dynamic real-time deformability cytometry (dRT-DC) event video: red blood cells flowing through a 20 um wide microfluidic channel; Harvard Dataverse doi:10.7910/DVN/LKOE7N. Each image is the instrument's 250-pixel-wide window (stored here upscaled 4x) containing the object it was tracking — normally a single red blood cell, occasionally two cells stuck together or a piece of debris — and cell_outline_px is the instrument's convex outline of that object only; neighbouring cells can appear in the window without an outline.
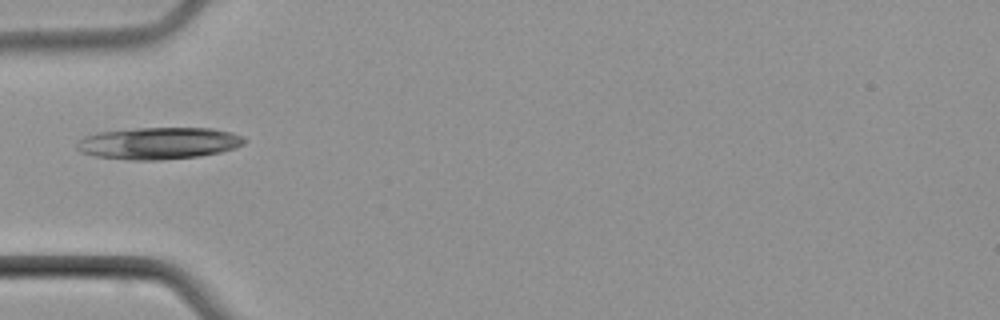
{"species": "common noctule bat (a hibernating species)", "species_latin": "Nyctalus noctula", "temperature_condition": "cold", "stored_images_in_passage": 2, "camera_frame_rate_fps": 3000, "um_per_image_px": 0.085, "animal": {"sex": "male", "body_mass_g": 21.5, "forearm_length_mm": 52.0}, "frame": {"image": 1, "passage_image": 1, "time_ms": 0.0, "image_size_px": [1000, 320], "cell_outline_px": [[248, 140], [244, 144], [220, 152], [200, 156], [160, 160], [128, 160], [96, 156], [80, 152], [76, 148], [76, 144], [84, 136], [96, 132], [136, 128], [212, 128], [232, 132]], "centroid_in_image_um": [13.46, 12.17], "position_along_channel_um": 71.5, "area_um2": 31.27}}
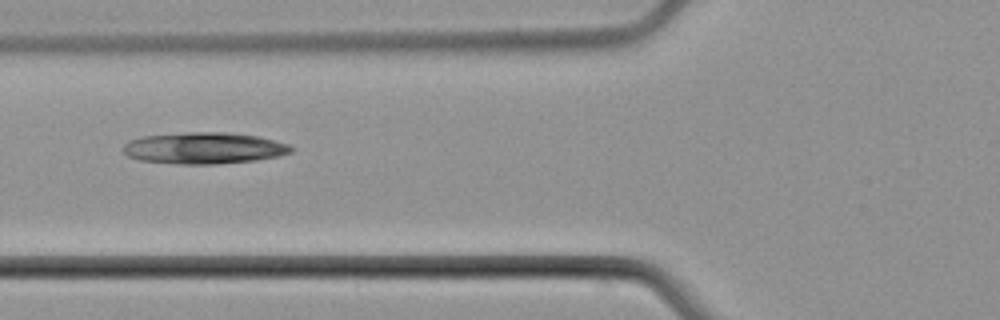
{"frame": {"image": 2, "passage_image": 2, "time_ms": 1.0, "image_size_px": [1000, 320], "cell_outline_px": [[296, 148], [292, 152], [276, 156], [256, 160], [216, 164], [180, 164], [140, 160], [128, 156], [124, 152], [124, 144], [128, 140], [144, 136], [184, 132], [228, 132], [256, 136], [288, 144]], "centroid_in_image_um": [17.34, 12.58], "position_along_channel_um": 108.5, "area_um2": 30.75}}